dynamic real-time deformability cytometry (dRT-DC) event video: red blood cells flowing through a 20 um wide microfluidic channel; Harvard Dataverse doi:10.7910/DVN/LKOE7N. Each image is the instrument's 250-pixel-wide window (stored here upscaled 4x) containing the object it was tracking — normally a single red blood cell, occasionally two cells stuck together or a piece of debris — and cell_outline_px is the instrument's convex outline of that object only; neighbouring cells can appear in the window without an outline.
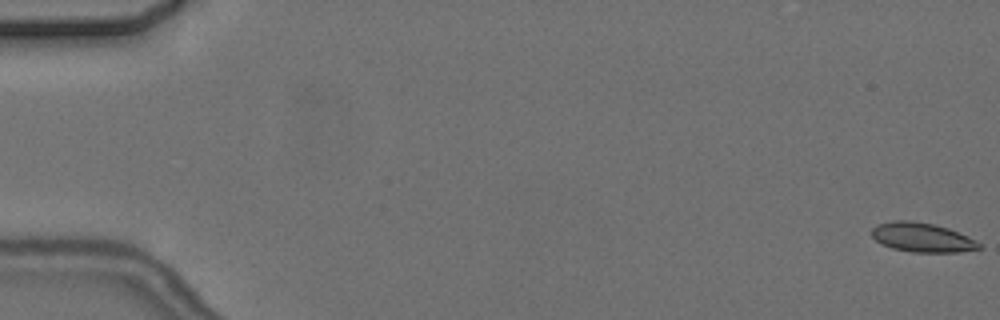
{"species": "common noctule bat (a hibernating species)", "species_latin": "Nyctalus noctula", "temperature_condition": "cold", "stored_images_in_passage": 7, "camera_frame_rate_fps": 3000, "um_per_image_px": 0.085, "animal": {"sex": "female", "body_mass_g": 24.6, "forearm_length_mm": 56.2}, "frame": {"image": 1, "passage_image": 1, "time_ms": 0.0, "image_size_px": [1000, 320], "cell_outline_px": [[984, 248], [960, 252], [912, 252], [892, 248], [880, 244], [872, 236], [872, 228], [876, 224], [892, 220], [908, 220], [932, 224], [948, 228], [968, 236], [976, 240]], "centroid_in_image_um": [78.38, 20.18], "position_along_channel_um": 6.6, "area_um2": 18.44}}
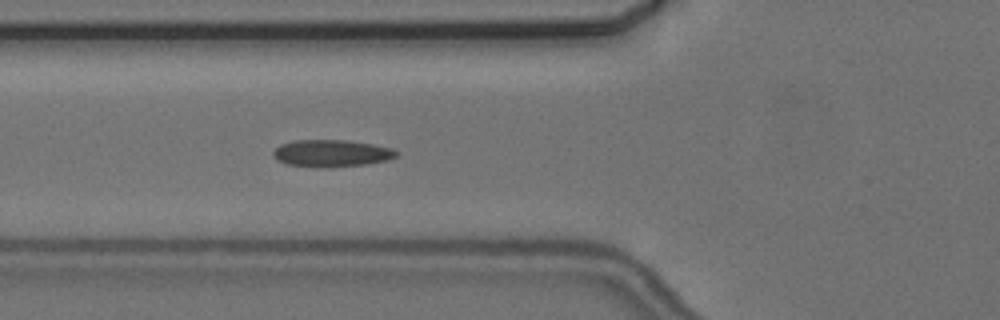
{"frame": {"image": 2, "passage_image": 7, "time_ms": 7.0, "image_size_px": [1000, 320], "cell_outline_px": [[400, 152], [396, 156], [388, 160], [364, 164], [328, 168], [316, 168], [288, 164], [276, 160], [272, 156], [272, 152], [280, 144], [296, 140], [348, 140], [372, 144], [392, 148]], "centroid_in_image_um": [28.16, 13.03], "position_along_channel_um": 97.6, "area_um2": 19.65}}